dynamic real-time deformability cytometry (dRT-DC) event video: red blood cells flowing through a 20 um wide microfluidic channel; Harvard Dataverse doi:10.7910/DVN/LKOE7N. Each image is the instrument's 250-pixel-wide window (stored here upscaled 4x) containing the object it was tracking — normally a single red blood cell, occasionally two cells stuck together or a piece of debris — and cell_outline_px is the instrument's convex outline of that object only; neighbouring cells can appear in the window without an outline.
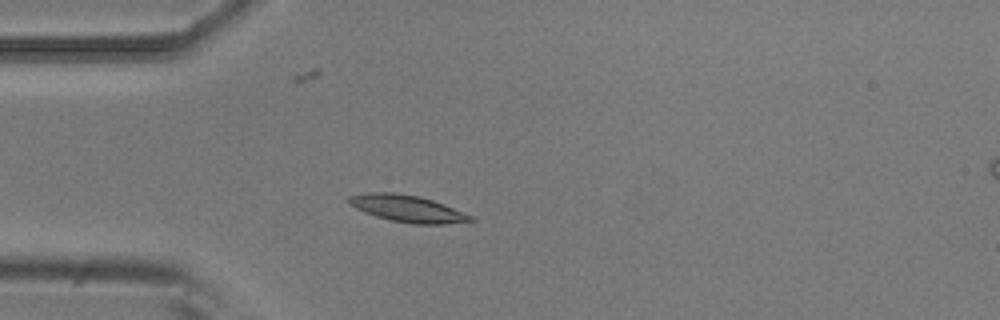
{"species": "common noctule bat (a hibernating species)", "species_latin": "Nyctalus noctula", "temperature_condition": "room temperature", "stored_images_in_passage": 3, "camera_frame_rate_fps": 3000, "um_per_image_px": 0.085, "animal": {"sex": "male", "body_mass_g": 20.5, "forearm_length_mm": 52.5}, "frame": {"image": 1, "passage_image": 3, "time_ms": 0.667, "image_size_px": [1000, 320], "cell_outline_px": [[476, 220], [444, 224], [412, 224], [392, 220], [376, 216], [364, 212], [348, 204], [348, 196], [368, 192], [396, 192], [420, 196], [444, 204], [472, 216]], "centroid_in_image_um": [34.6, 17.72], "position_along_channel_um": 50.4, "area_um2": 19.02}}